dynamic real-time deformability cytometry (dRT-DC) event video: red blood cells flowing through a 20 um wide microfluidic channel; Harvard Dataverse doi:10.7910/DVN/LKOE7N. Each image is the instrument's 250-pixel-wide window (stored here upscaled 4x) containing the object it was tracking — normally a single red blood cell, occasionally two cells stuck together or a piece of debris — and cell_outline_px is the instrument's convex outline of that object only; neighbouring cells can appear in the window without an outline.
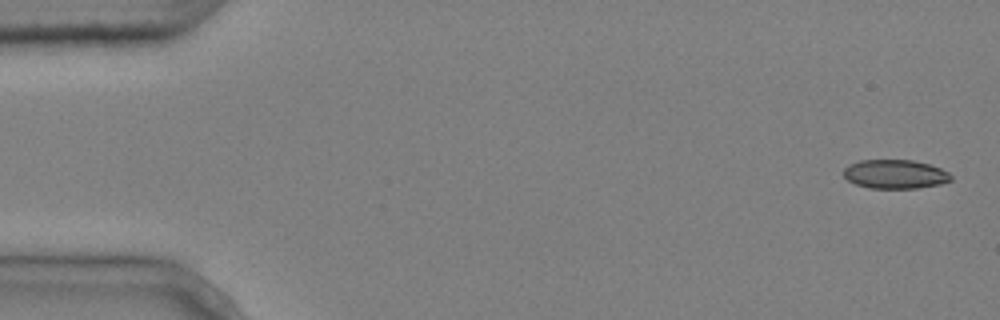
{"species": "common noctule bat (a hibernating species)", "species_latin": "Nyctalus noctula", "temperature_condition": "cold", "stored_images_in_passage": 5, "camera_frame_rate_fps": 3000, "um_per_image_px": 0.085, "animal": {"sex": "male", "body_mass_g": 20.4}, "frame": {"image": 1, "passage_image": 1, "time_ms": 0.0, "image_size_px": [1000, 320], "cell_outline_px": [[952, 180], [940, 184], [916, 188], [868, 188], [856, 184], [848, 180], [844, 176], [844, 168], [848, 164], [860, 160], [912, 160], [928, 164], [940, 168], [948, 172], [952, 176]], "centroid_in_image_um": [76.07, 14.8], "position_along_channel_um": 8.9, "area_um2": 18.09}}
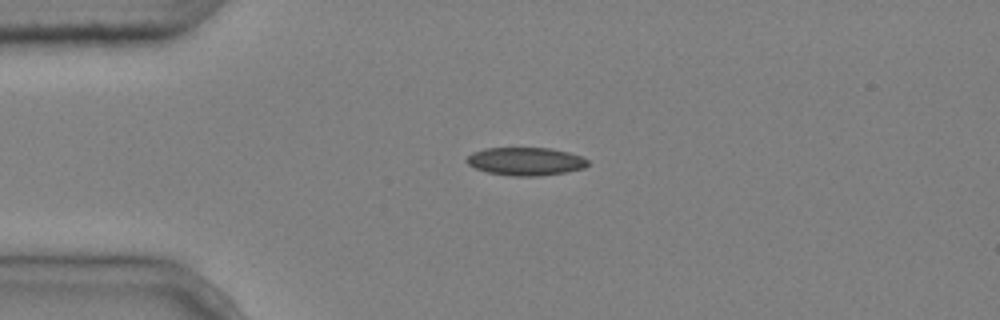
{"frame": {"image": 2, "passage_image": 4, "time_ms": 1.0, "image_size_px": [1000, 320], "cell_outline_px": [[588, 164], [584, 168], [568, 172], [536, 176], [516, 176], [488, 172], [476, 168], [468, 164], [464, 160], [472, 152], [484, 148], [552, 148], [568, 152], [580, 156], [588, 160]], "centroid_in_image_um": [44.67, 13.71], "position_along_channel_um": 40.3, "area_um2": 19.77}}